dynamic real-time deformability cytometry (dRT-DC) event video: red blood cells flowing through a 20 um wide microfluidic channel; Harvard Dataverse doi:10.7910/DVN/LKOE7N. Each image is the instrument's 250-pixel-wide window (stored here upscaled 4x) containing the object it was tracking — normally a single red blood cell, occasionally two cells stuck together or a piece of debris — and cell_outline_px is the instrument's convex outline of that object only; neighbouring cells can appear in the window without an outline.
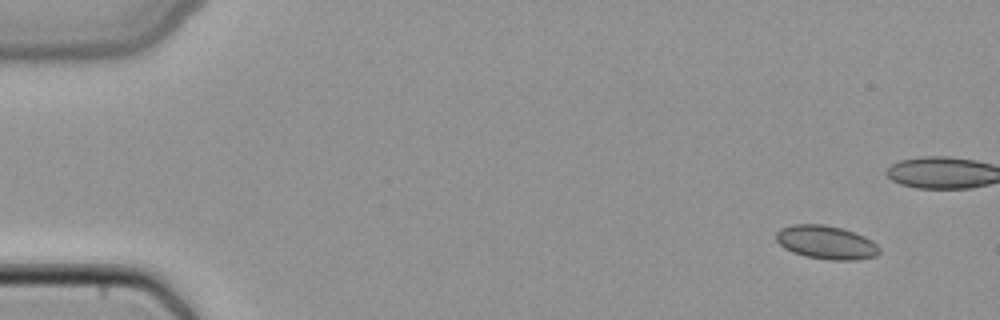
{"species": "common noctule bat (a hibernating species)", "species_latin": "Nyctalus noctula", "temperature_condition": "cold", "stored_images_in_passage": 5, "camera_frame_rate_fps": 3000, "um_per_image_px": 0.085, "animal": {"sex": "female", "body_mass_g": 22.7, "forearm_length_mm": 54.2}, "frame": {"image": 1, "passage_image": 1, "time_ms": 0.0, "image_size_px": [1000, 320], "cell_outline_px": [[880, 252], [876, 256], [856, 260], [828, 260], [804, 256], [792, 252], [784, 248], [776, 240], [776, 232], [780, 228], [792, 224], [824, 224], [840, 228], [864, 236], [872, 240], [880, 248]], "centroid_in_image_um": [70.21, 20.61], "position_along_channel_um": 14.8, "area_um2": 20.29}}
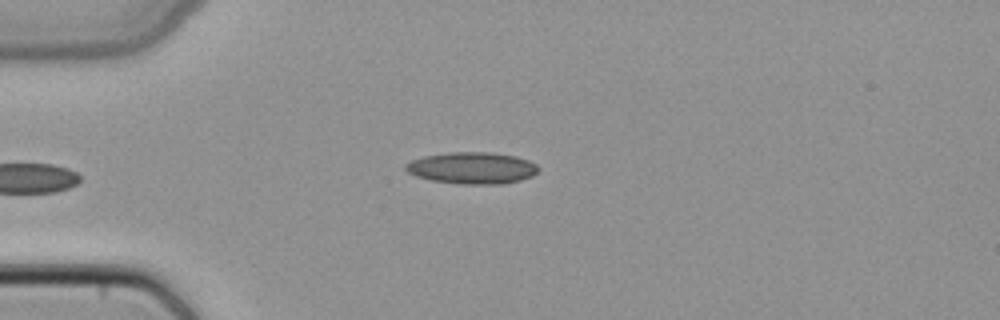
{"frame": {"image": 2, "passage_image": 5, "time_ms": 1.333, "image_size_px": [1000, 320], "cell_outline_px": [[540, 168], [532, 176], [520, 180], [500, 184], [460, 184], [432, 180], [416, 176], [408, 172], [404, 168], [404, 164], [412, 160], [424, 156], [448, 152], [492, 152], [516, 156], [528, 160], [536, 164]], "centroid_in_image_um": [40.13, 14.27], "position_along_channel_um": 44.9, "area_um2": 24.57}}